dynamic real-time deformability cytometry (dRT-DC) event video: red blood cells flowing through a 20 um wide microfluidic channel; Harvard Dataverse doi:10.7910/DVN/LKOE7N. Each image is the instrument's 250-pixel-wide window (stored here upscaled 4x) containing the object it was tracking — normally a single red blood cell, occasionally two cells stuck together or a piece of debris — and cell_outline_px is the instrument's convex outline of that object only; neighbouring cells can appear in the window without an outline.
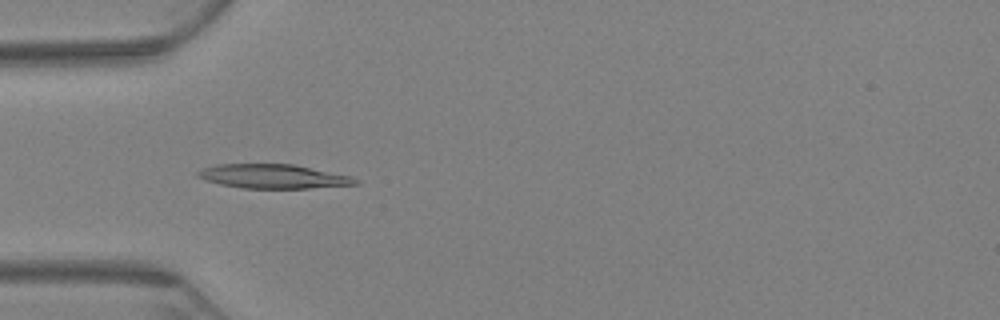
{"species": "Egyptian fruit bat (a non-hibernating species)", "species_latin": "Rousettus aegyptiacus", "temperature_condition": "warm", "stored_images_in_passage": 67, "camera_frame_rate_fps": 3000, "um_per_image_px": 0.085, "animal": {"sex": "female"}, "frame": {"image": 1, "passage_image": 21, "time_ms": 6.667, "image_size_px": [1000, 320], "cell_outline_px": [[360, 184], [308, 188], [244, 188], [220, 184], [204, 180], [196, 176], [196, 172], [200, 168], [216, 164], [292, 164], [352, 176], [360, 180]], "centroid_in_image_um": [23.2, 14.99], "position_along_channel_um": 61.8, "area_um2": 22.25}}
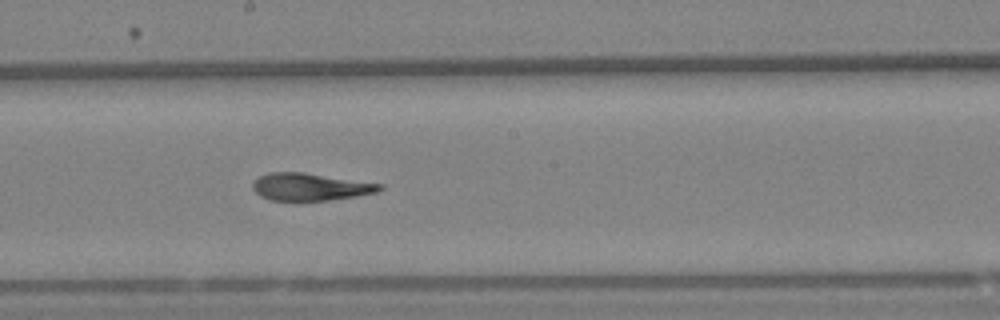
{"frame": {"image": 2, "passage_image": 37, "time_ms": 12.0, "image_size_px": [1000, 320], "cell_outline_px": [[384, 188], [376, 192], [356, 196], [328, 200], [272, 200], [260, 196], [252, 188], [252, 184], [260, 176], [268, 172], [304, 172], [384, 184]], "centroid_in_image_um": [26.39, 15.87], "position_along_channel_um": 221.8, "area_um2": 20.17}}
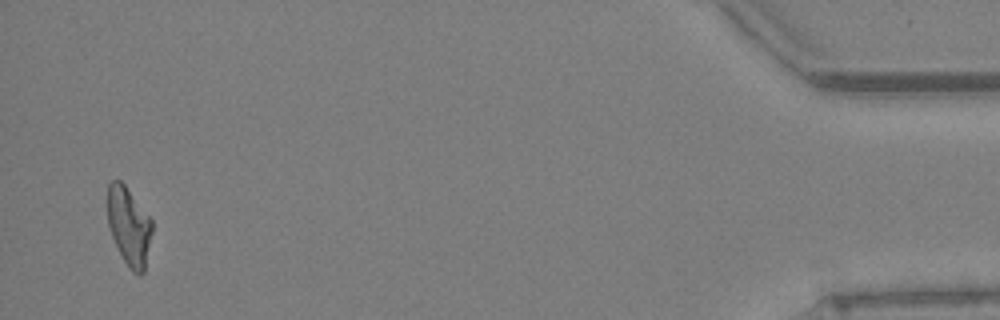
{"frame": {"image": 3, "passage_image": 65, "time_ms": 21.333, "image_size_px": [1000, 320], "cell_outline_px": [[152, 232], [144, 272], [140, 276], [132, 272], [128, 268], [112, 236], [108, 224], [108, 184], [112, 180], [120, 180], [124, 184], [152, 220]], "centroid_in_image_um": [10.97, 19.25], "position_along_channel_um": 424.2, "area_um2": 20.11}, "authors_computed_cell_mechanics": {"area_um2": 21.4438, "velocity_mm_per_s": 3.0507, "shape_relaxation_time_tau1_ms": null, "shape_relaxation_time_tau2_ms": 2.8785, "deformation_change_tau1": null, "deformation_change_tau2": 0.113}}